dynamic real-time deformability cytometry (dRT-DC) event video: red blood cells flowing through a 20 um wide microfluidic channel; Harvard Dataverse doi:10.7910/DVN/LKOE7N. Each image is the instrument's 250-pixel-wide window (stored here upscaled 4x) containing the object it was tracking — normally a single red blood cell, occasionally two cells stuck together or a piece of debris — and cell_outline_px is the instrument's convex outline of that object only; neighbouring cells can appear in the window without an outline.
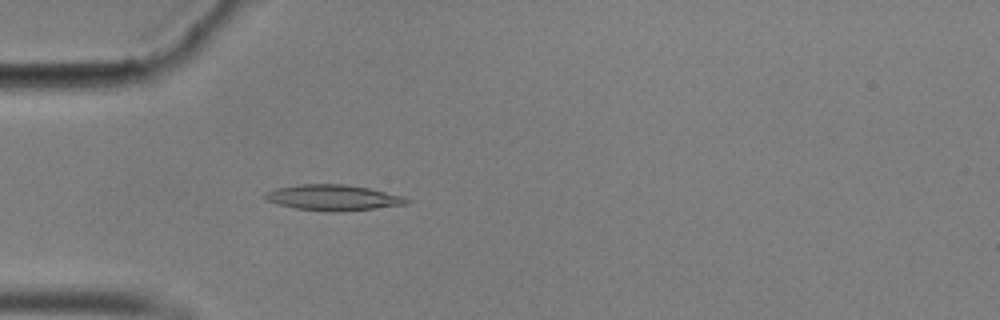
{"species": "common noctule bat (a hibernating species)", "species_latin": "Nyctalus noctula", "temperature_condition": "cold", "stored_images_in_passage": 57, "camera_frame_rate_fps": 3000, "um_per_image_px": 0.085, "animal": {"sex": "male", "body_mass_g": 17.9}, "frame": {"image": 1, "passage_image": 17, "time_ms": 5.333, "image_size_px": [1000, 320], "cell_outline_px": [[412, 200], [408, 204], [376, 208], [340, 212], [324, 212], [296, 208], [280, 204], [268, 200], [264, 196], [264, 192], [276, 188], [300, 184], [344, 184], [368, 188], [404, 196]], "centroid_in_image_um": [28.35, 16.8], "position_along_channel_um": 56.6, "area_um2": 21.27}}
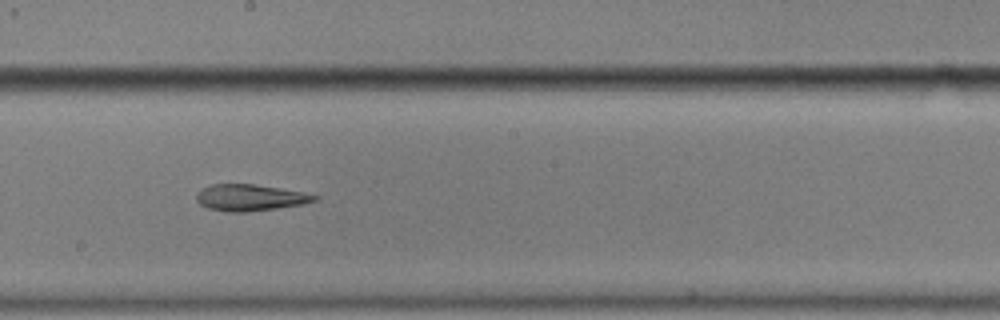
{"frame": {"image": 2, "passage_image": 32, "time_ms": 10.333, "image_size_px": [1000, 320], "cell_outline_px": [[320, 196], [316, 200], [304, 204], [248, 212], [224, 212], [208, 208], [200, 204], [196, 200], [196, 192], [212, 184], [252, 184], [300, 192]], "centroid_in_image_um": [21.21, 16.81], "position_along_channel_um": 227.0, "area_um2": 18.03}}
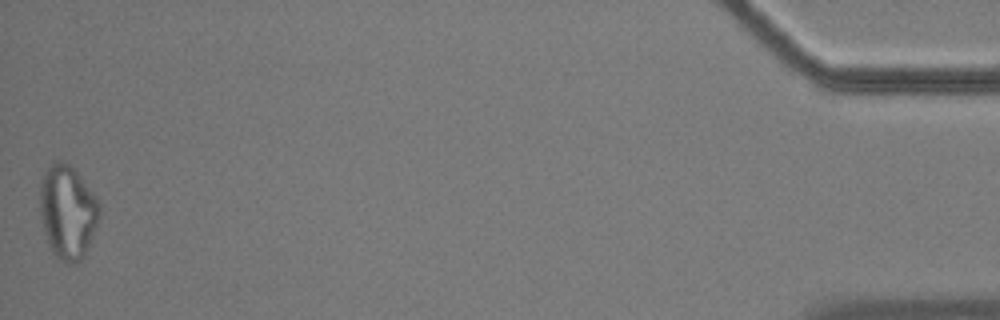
{"frame": {"image": 3, "passage_image": 57, "time_ms": 18.667, "image_size_px": [1000, 320], "cell_outline_px": [[100, 216], [88, 248], [84, 256], [76, 264], [68, 264], [60, 260], [52, 252], [48, 244], [44, 232], [40, 216], [40, 184], [44, 172], [56, 160], [60, 160], [68, 164], [76, 172], [96, 196], [100, 204]], "centroid_in_image_um": [5.75, 18.05], "position_along_channel_um": 429.5, "area_um2": 32.54}}